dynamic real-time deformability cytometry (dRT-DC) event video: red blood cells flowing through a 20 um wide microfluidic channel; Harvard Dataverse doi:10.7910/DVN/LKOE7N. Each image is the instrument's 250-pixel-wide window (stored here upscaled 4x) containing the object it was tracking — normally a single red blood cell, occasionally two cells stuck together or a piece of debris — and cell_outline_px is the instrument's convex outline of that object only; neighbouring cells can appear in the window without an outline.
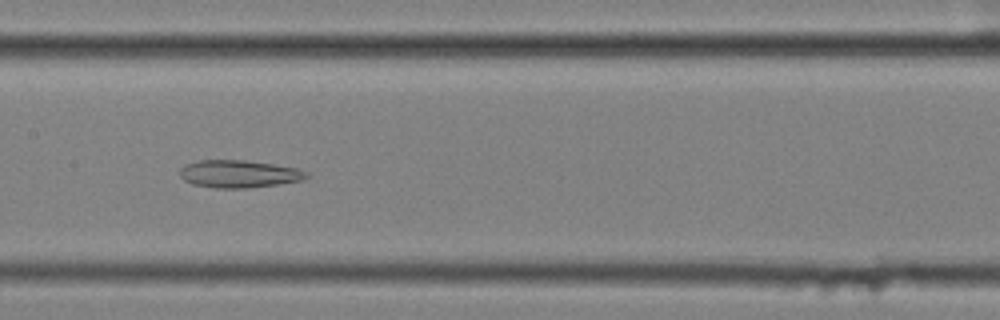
{"species": "common noctule bat (a hibernating species)", "species_latin": "Nyctalus noctula", "temperature_condition": "cold", "stored_images_in_passage": 51, "camera_frame_rate_fps": 3000, "um_per_image_px": 0.085, "animal": {"sex": "female", "body_mass_g": 25.1}, "frame": {"image": 1, "passage_image": 28, "time_ms": 9.0, "image_size_px": [1000, 320], "cell_outline_px": [[308, 176], [304, 180], [248, 188], [216, 188], [192, 184], [184, 180], [180, 176], [180, 168], [184, 164], [200, 160], [244, 160], [300, 168], [308, 172]], "centroid_in_image_um": [20.31, 14.78], "position_along_channel_um": 187.1, "area_um2": 20.4}}
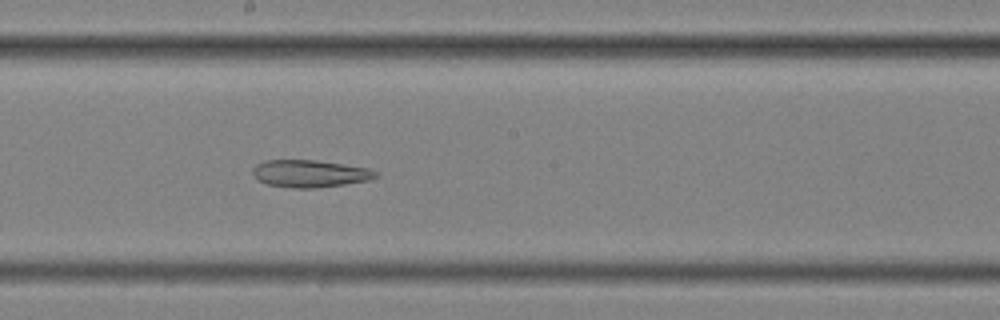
{"frame": {"image": 2, "passage_image": 31, "time_ms": 10.0, "image_size_px": [1000, 320], "cell_outline_px": [[380, 176], [372, 180], [344, 184], [312, 188], [292, 188], [264, 184], [256, 180], [252, 172], [252, 168], [256, 164], [264, 160], [312, 160], [344, 164], [368, 168], [380, 172]], "centroid_in_image_um": [26.34, 14.76], "position_along_channel_um": 221.9, "area_um2": 19.88}}
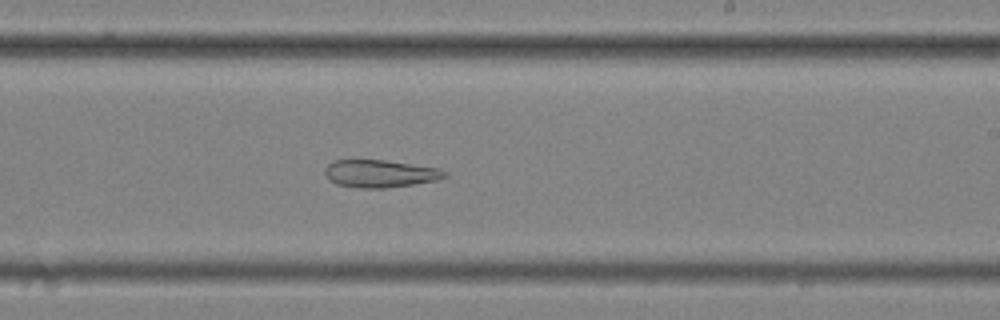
{"frame": {"image": 3, "passage_image": 34, "time_ms": 11.0, "image_size_px": [1000, 320], "cell_outline_px": [[448, 176], [436, 180], [412, 184], [384, 188], [360, 188], [336, 184], [324, 172], [324, 168], [332, 160], [384, 160], [440, 168], [448, 172]], "centroid_in_image_um": [32.32, 14.75], "position_along_channel_um": 256.7, "area_um2": 19.13}, "authors_computed_cell_mechanics": {"area_um2": 27.9174, "velocity_mm_per_s": 3.4931, "shape_relaxation_time_tau1_ms": null, "shape_relaxation_time_tau2_ms": 7.161, "deformation_change_tau1": null, "deformation_change_tau2": 0.1694}}